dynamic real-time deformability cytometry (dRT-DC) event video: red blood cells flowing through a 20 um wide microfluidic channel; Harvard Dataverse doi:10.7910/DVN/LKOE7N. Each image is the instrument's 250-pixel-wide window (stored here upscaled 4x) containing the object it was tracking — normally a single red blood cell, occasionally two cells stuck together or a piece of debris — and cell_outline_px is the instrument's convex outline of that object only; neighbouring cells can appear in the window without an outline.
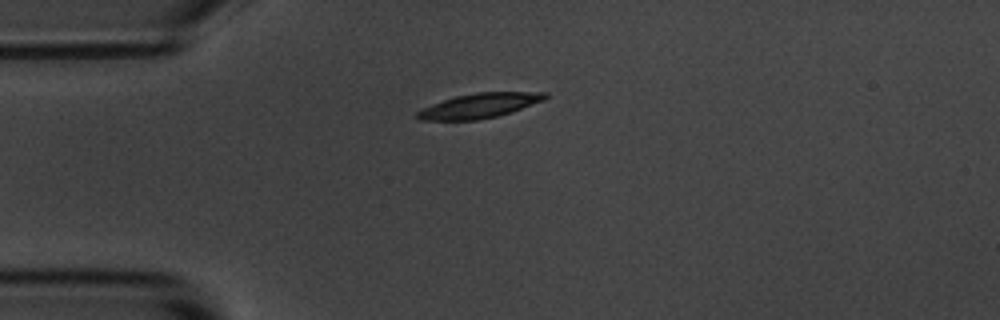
{"species": "common noctule bat (a hibernating species)", "species_latin": "Nyctalus noctula", "temperature_condition": "room temperature", "stored_images_in_passage": 25, "camera_frame_rate_fps": 3000, "um_per_image_px": 0.085, "animal": {"sex": "male", "body_mass_g": 20.1, "forearm_length_mm": 53.5}, "frame": {"image": 1, "passage_image": 1, "time_ms": 0.0, "image_size_px": [1000, 320], "cell_outline_px": [[540, 96], [516, 108], [504, 112], [488, 116], [460, 116], [452, 104], [452, 100], [468, 96], [500, 92], [508, 92]], "centroid_in_image_um": [41.68, 8.8], "position_along_channel_um": 43.3, "area_um2": 10.12}}
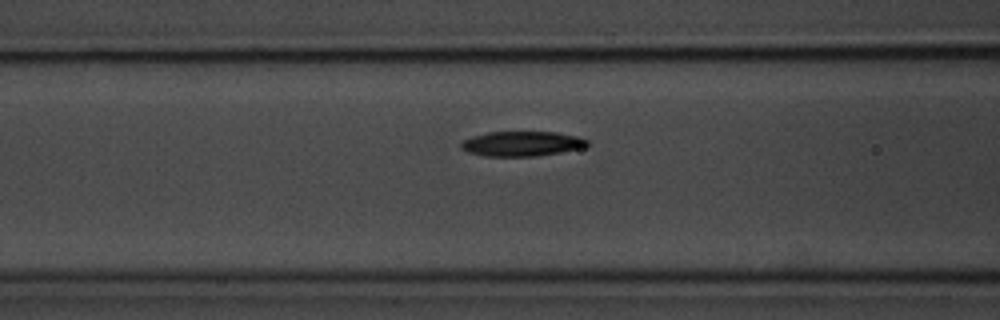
{"frame": {"image": 2, "passage_image": 9, "time_ms": 2.667, "image_size_px": [1000, 320], "cell_outline_px": [[584, 144], [568, 148], [544, 152], [488, 152], [472, 148], [468, 144], [492, 136], [520, 132], [528, 132], [560, 136], [580, 140]], "centroid_in_image_um": [44.6, 12.15], "position_along_channel_um": 122.0, "area_um2": 11.91}}
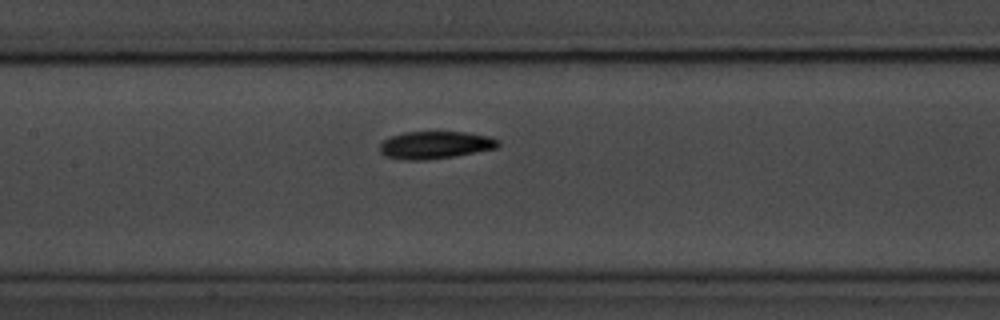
{"frame": {"image": 3, "passage_image": 13, "time_ms": 4.0, "image_size_px": [1000, 320], "cell_outline_px": [[492, 144], [480, 148], [460, 152], [436, 156], [412, 156], [392, 152], [388, 144], [392, 140], [408, 136], [468, 136], [492, 140]], "centroid_in_image_um": [37.08, 12.33], "position_along_channel_um": 170.3, "area_um2": 11.68}}